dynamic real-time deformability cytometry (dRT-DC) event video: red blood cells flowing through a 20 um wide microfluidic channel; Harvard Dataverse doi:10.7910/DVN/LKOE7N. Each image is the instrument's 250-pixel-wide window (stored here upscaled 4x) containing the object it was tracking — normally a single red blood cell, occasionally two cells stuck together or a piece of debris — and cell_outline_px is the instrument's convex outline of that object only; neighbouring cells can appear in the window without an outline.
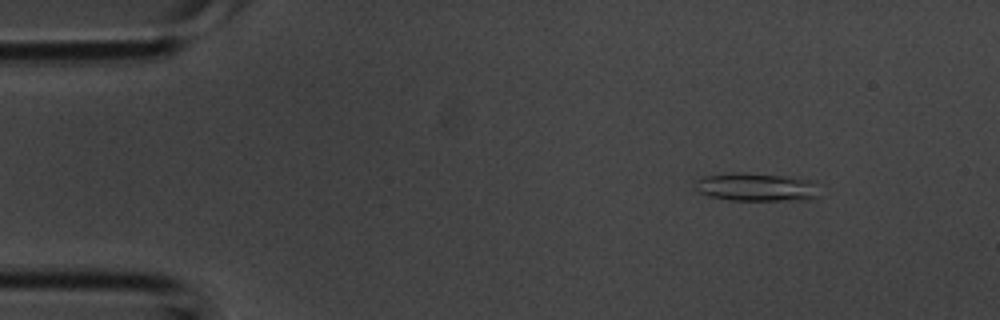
{"species": "common noctule bat (a hibernating species)", "species_latin": "Nyctalus noctula", "temperature_condition": "room temperature", "stored_images_in_passage": 4, "camera_frame_rate_fps": 3000, "um_per_image_px": 0.085, "animal": {"sex": "male", "body_mass_g": 20.1, "forearm_length_mm": 53.5}, "frame": {"image": 1, "passage_image": 1, "time_ms": 0.0, "image_size_px": [1000, 320], "cell_outline_px": [[820, 196], [804, 200], [728, 200], [708, 196], [700, 192], [696, 188], [696, 180], [704, 176], [732, 172], [744, 172], [788, 176], [816, 180]], "centroid_in_image_um": [64.35, 15.89], "position_along_channel_um": 20.6, "area_um2": 20.87}}
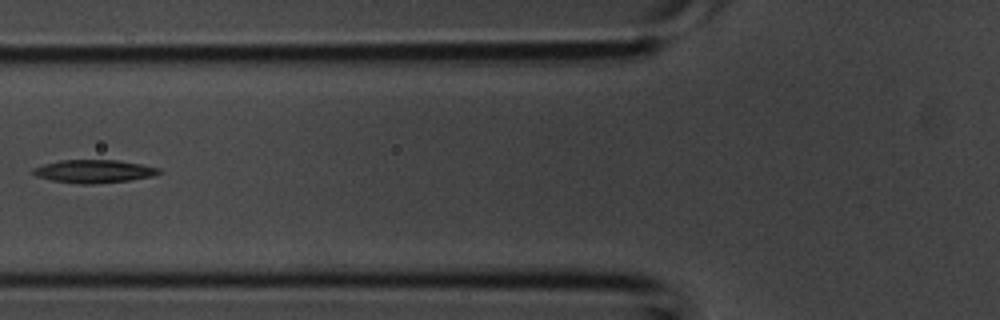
{"frame": {"image": 2, "passage_image": 4, "time_ms": 1.0, "image_size_px": [1000, 320], "cell_outline_px": [[160, 172], [152, 176], [128, 180], [92, 184], [80, 184], [52, 180], [36, 176], [32, 172], [32, 168], [44, 164], [60, 160], [116, 160], [140, 164], [160, 168]], "centroid_in_image_um": [7.94, 14.55], "position_along_channel_um": 117.9, "area_um2": 16.7}}